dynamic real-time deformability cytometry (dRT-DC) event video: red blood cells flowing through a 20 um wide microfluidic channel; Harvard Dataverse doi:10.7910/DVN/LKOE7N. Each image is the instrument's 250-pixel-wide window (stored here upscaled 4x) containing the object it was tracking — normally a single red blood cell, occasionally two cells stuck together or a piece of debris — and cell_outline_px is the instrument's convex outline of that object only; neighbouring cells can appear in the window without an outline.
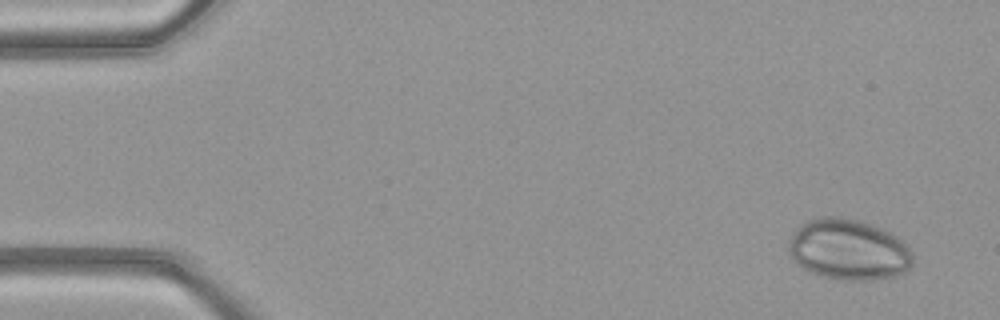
{"species": "common noctule bat (a hibernating species)", "species_latin": "Nyctalus noctula", "temperature_condition": "warm", "stored_images_in_passage": 49, "camera_frame_rate_fps": 3000, "um_per_image_px": 0.085, "animal": {"sex": "female", "body_mass_g": 21.9}, "frame": {"image": 1, "passage_image": 2, "time_ms": 0.333, "image_size_px": [1000, 320], "cell_outline_px": [[912, 264], [904, 272], [896, 276], [872, 280], [836, 280], [820, 276], [796, 264], [788, 256], [788, 240], [796, 228], [800, 224], [816, 216], [840, 216], [860, 220], [880, 228], [896, 236], [912, 252]], "centroid_in_image_um": [72.06, 21.21], "position_along_channel_um": 12.9, "area_um2": 44.51}}
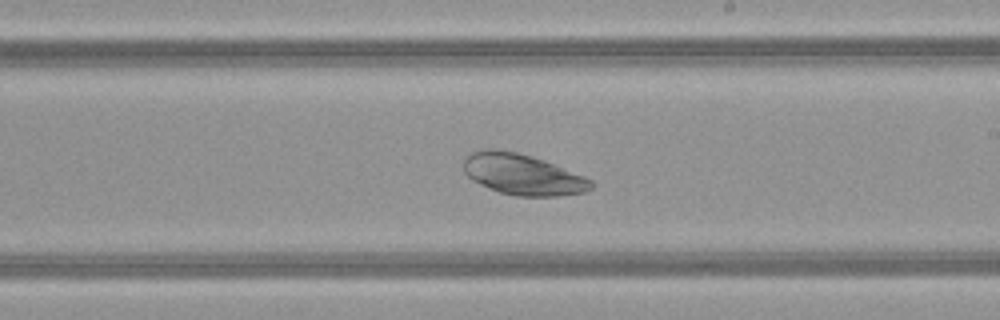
{"frame": {"image": 2, "passage_image": 28, "time_ms": 9.0, "image_size_px": [1000, 320], "cell_outline_px": [[596, 184], [592, 188], [584, 192], [560, 196], [516, 196], [500, 192], [480, 184], [472, 180], [464, 172], [464, 160], [472, 152], [484, 148], [496, 148], [516, 152], [532, 156], [544, 160], [584, 176], [592, 180]], "centroid_in_image_um": [44.44, 14.82], "position_along_channel_um": 244.6, "area_um2": 30.46}}
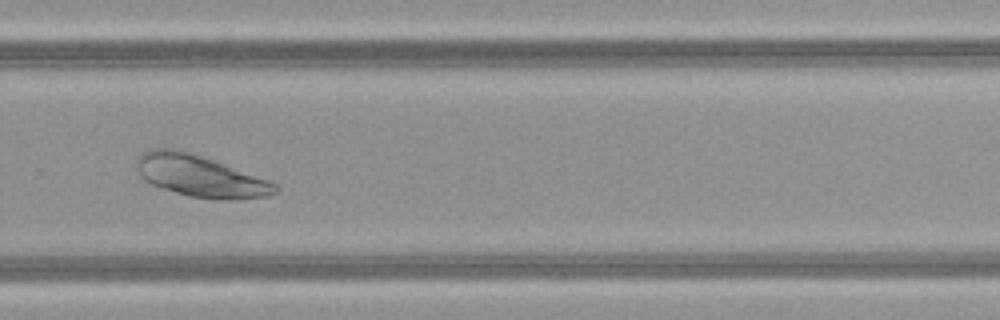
{"frame": {"image": 3, "passage_image": 33, "time_ms": 10.667, "image_size_px": [1000, 320], "cell_outline_px": [[280, 192], [264, 196], [228, 200], [220, 200], [188, 196], [152, 184], [144, 180], [140, 176], [136, 164], [136, 160], [144, 152], [152, 148], [180, 148], [268, 180], [276, 184], [280, 188]], "centroid_in_image_um": [17.0, 14.95], "position_along_channel_um": 312.8, "area_um2": 33.47}}